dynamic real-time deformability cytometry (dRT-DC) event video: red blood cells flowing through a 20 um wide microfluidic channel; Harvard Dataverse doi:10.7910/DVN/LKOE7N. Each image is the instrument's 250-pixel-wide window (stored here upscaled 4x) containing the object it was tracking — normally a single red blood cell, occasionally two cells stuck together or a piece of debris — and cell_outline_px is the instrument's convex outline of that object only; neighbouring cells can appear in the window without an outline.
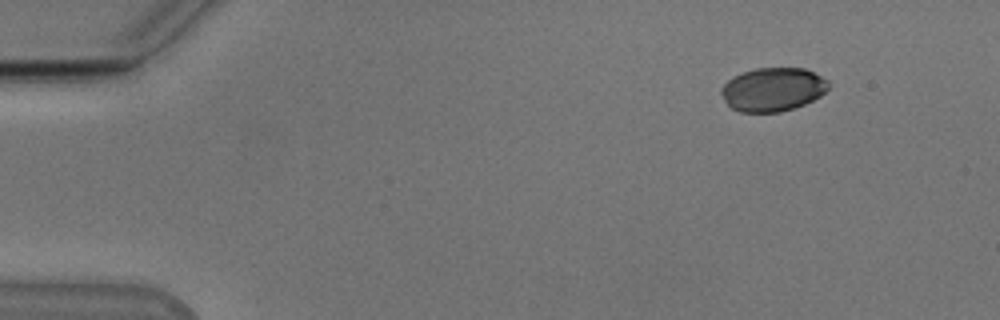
{"species": "Egyptian fruit bat (a non-hibernating species)", "species_latin": "Rousettus aegyptiacus", "temperature_condition": "cold", "stored_images_in_passage": 12, "camera_frame_rate_fps": 3000, "um_per_image_px": 0.085, "animal": {"sex": "male"}, "frame": {"image": 1, "passage_image": 1, "time_ms": 0.0, "image_size_px": [1000, 320], "cell_outline_px": [[832, 84], [820, 96], [804, 104], [780, 112], [740, 112], [732, 108], [724, 100], [720, 92], [720, 88], [728, 80], [744, 72], [756, 68], [804, 68], [828, 80]], "centroid_in_image_um": [65.69, 7.6], "position_along_channel_um": 19.3, "area_um2": 27.11}}
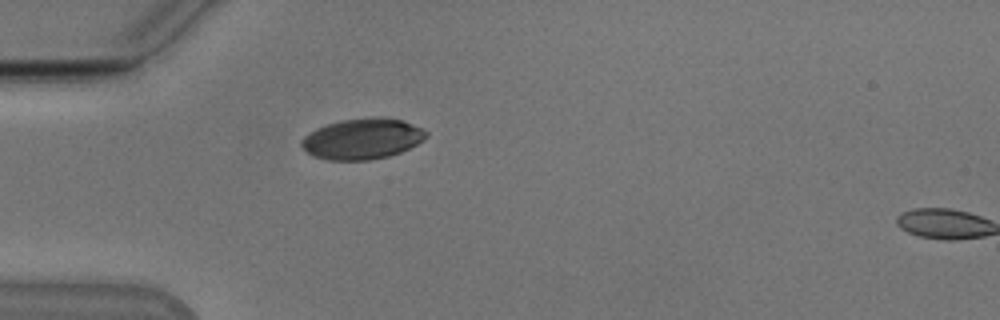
{"frame": {"image": 2, "passage_image": 11, "time_ms": 3.333, "image_size_px": [1000, 320], "cell_outline_px": [[428, 136], [424, 140], [400, 152], [388, 156], [368, 160], [328, 160], [312, 156], [300, 144], [300, 140], [304, 136], [316, 128], [328, 124], [344, 120], [372, 116], [384, 116], [404, 120], [424, 128], [428, 132]], "centroid_in_image_um": [30.83, 11.78], "position_along_channel_um": 54.2, "area_um2": 29.88}}